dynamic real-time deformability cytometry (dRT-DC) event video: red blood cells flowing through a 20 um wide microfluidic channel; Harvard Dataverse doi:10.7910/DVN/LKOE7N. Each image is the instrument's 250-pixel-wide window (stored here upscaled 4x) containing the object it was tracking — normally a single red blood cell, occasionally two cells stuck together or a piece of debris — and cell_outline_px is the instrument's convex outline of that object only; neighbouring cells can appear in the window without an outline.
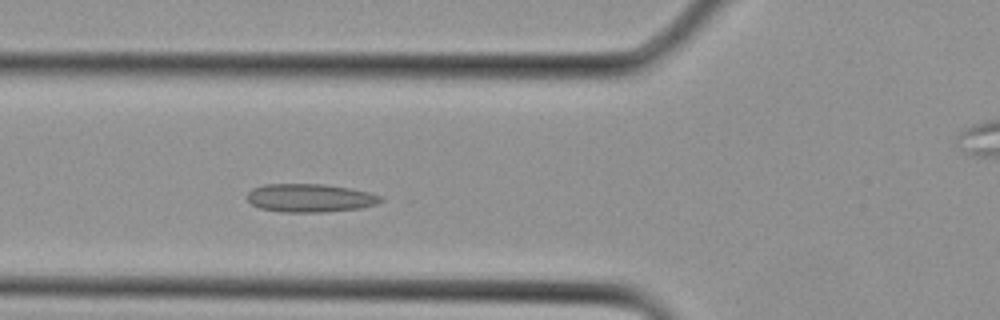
{"species": "Egyptian fruit bat (a non-hibernating species)", "species_latin": "Rousettus aegyptiacus", "temperature_condition": "cold", "stored_images_in_passage": 7, "camera_frame_rate_fps": 3000, "um_per_image_px": 0.085, "animal": {"sex": "female"}, "frame": {"image": 1, "passage_image": 7, "time_ms": 2.0, "image_size_px": [1000, 320], "cell_outline_px": [[384, 200], [376, 204], [360, 208], [320, 212], [284, 212], [260, 208], [252, 204], [248, 200], [248, 192], [252, 188], [264, 184], [324, 184], [348, 188], [368, 192], [380, 196]], "centroid_in_image_um": [26.33, 16.82], "position_along_channel_um": 99.5, "area_um2": 21.85}}